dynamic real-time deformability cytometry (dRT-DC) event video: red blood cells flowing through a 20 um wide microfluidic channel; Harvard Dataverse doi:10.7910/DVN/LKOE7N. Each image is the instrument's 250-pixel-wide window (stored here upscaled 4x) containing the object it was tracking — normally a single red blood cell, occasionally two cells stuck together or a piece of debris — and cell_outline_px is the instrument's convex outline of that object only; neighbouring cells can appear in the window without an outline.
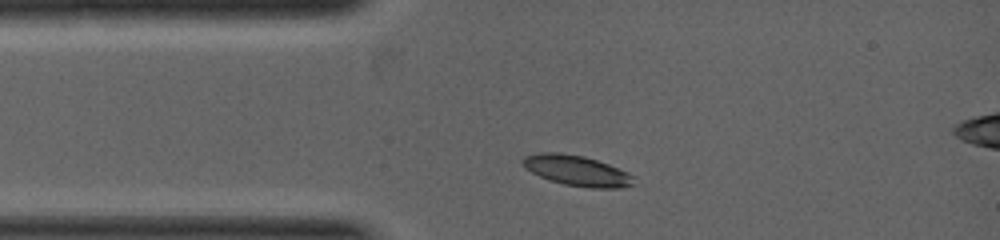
{"species": "common noctule bat (a hibernating species)", "species_latin": "Nyctalus noctula", "temperature_condition": "warm", "stored_images_in_passage": 5, "camera_frame_rate_fps": 5000, "um_per_image_px": 0.085, "animal": {"sex": "female", "body_mass_g": 19.0, "forearm_length_mm": 53.3}, "frame": {"image": 1, "passage_image": 1, "time_ms": 0.0, "image_size_px": [1000, 240], "cell_outline_px": [[636, 184], [624, 188], [588, 188], [564, 184], [548, 180], [524, 168], [520, 160], [524, 156], [540, 152], [560, 152], [584, 156], [608, 164], [628, 172], [632, 176]], "centroid_in_image_um": [49.02, 14.5], "position_along_channel_um": 36.0, "area_um2": 19.94}}
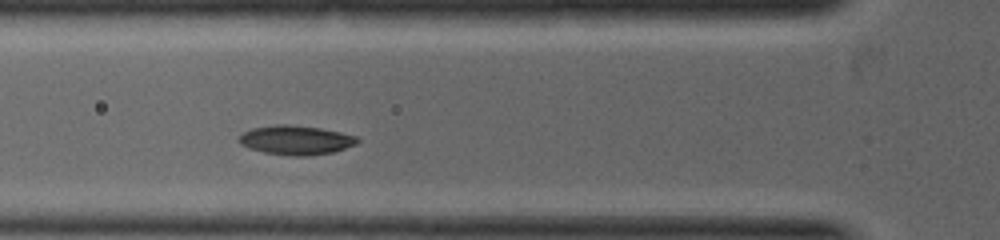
{"frame": {"image": 2, "passage_image": 3, "time_ms": 1.0, "image_size_px": [1000, 240], "cell_outline_px": [[360, 140], [356, 144], [332, 152], [308, 156], [292, 156], [264, 152], [248, 148], [240, 144], [236, 140], [236, 136], [252, 128], [276, 124], [288, 124], [320, 128], [340, 132], [356, 136]], "centroid_in_image_um": [25.09, 11.9], "position_along_channel_um": 100.7, "area_um2": 20.29}}
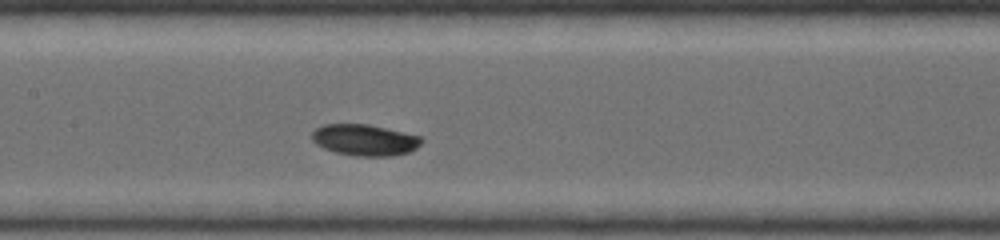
{"frame": {"image": 3, "passage_image": 5, "time_ms": 2.0, "image_size_px": [1000, 240], "cell_outline_px": [[424, 140], [416, 148], [408, 152], [392, 156], [352, 156], [336, 152], [324, 148], [316, 144], [312, 140], [312, 132], [316, 128], [324, 124], [368, 124], [420, 136]], "centroid_in_image_um": [30.99, 11.9], "position_along_channel_um": 176.4, "area_um2": 19.94}}